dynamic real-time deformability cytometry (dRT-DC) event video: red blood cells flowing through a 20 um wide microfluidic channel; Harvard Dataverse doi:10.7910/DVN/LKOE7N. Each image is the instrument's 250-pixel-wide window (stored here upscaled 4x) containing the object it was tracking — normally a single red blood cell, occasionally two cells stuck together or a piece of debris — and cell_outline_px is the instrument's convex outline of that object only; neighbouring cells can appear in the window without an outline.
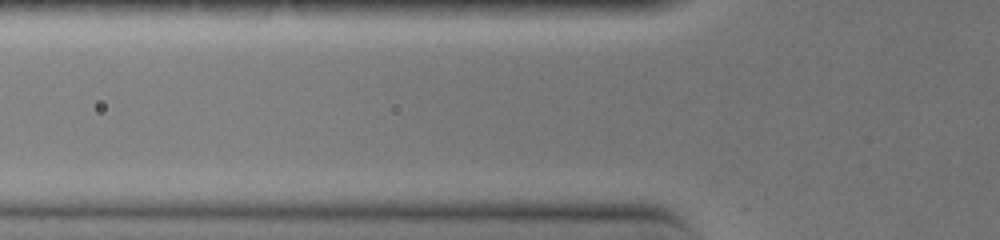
{"species": "common noctule bat (a hibernating species)", "species_latin": "Nyctalus noctula", "temperature_condition": "warm", "stored_images_in_passage": 4, "camera_frame_rate_fps": 3000, "um_per_image_px": 0.085, "animal": {"sex": "female", "body_mass_g": 19.0, "forearm_length_mm": 51.5}, "frame": {"image": 1, "passage_image": 3, "time_ms": 0.667, "image_size_px": [1000, 240], "cell_outline_px": [[636, 164], [628, 168], [516, 168], [488, 164], [488, 160], [544, 152], [628, 156], [636, 160]], "centroid_in_image_um": [48.0, 13.69], "position_along_channel_um": 77.8, "area_um2": 13.41}}